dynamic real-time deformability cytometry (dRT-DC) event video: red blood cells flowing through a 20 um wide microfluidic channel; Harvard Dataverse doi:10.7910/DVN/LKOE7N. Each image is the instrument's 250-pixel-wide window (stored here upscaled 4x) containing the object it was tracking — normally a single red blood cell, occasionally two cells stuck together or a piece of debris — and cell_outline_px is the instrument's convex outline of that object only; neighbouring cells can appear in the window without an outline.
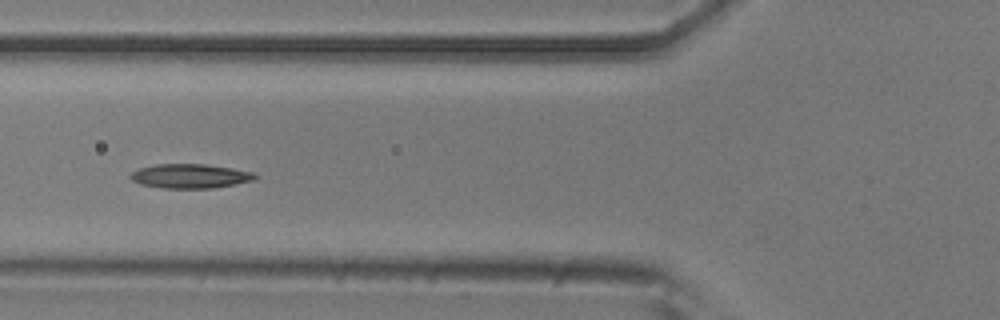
{"species": "common noctule bat (a hibernating species)", "species_latin": "Nyctalus noctula", "temperature_condition": "room temperature", "stored_images_in_passage": 7, "camera_frame_rate_fps": 3000, "um_per_image_px": 0.085, "animal": {"sex": "male", "body_mass_g": 20.5, "forearm_length_mm": 52.5}, "frame": {"image": 1, "passage_image": 5, "time_ms": 1.333, "image_size_px": [1000, 320], "cell_outline_px": [[260, 176], [252, 180], [212, 188], [164, 188], [140, 184], [132, 180], [128, 176], [132, 172], [140, 168], [156, 164], [204, 164], [232, 168], [252, 172]], "centroid_in_image_um": [16.13, 14.96], "position_along_channel_um": 109.7, "area_um2": 17.46}}
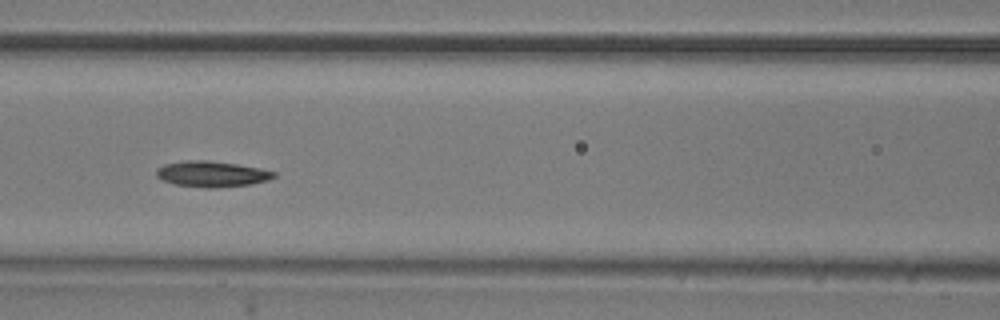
{"frame": {"image": 2, "passage_image": 6, "time_ms": 1.667, "image_size_px": [1000, 320], "cell_outline_px": [[276, 176], [268, 180], [252, 184], [216, 188], [204, 188], [176, 184], [164, 180], [156, 176], [156, 168], [164, 164], [184, 160], [208, 160], [236, 164], [260, 168], [276, 172]], "centroid_in_image_um": [18.01, 14.79], "position_along_channel_um": 148.6, "area_um2": 17.74}}
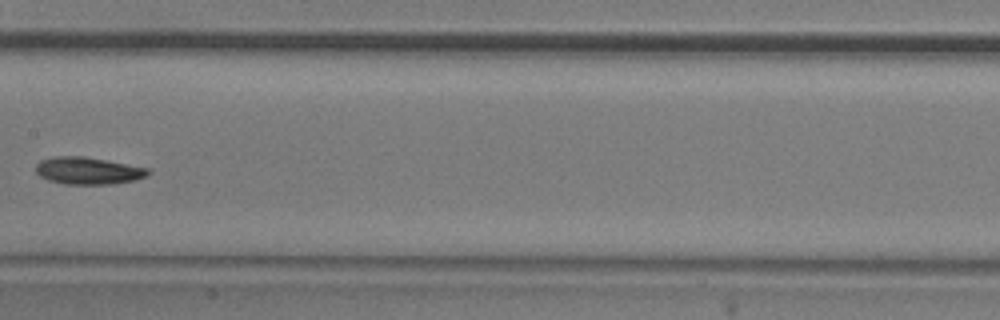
{"frame": {"image": 3, "passage_image": 7, "time_ms": 2.0, "image_size_px": [1000, 320], "cell_outline_px": [[152, 172], [148, 176], [136, 180], [112, 184], [64, 184], [48, 180], [40, 176], [36, 172], [36, 164], [40, 160], [56, 156], [80, 156], [104, 160], [148, 168]], "centroid_in_image_um": [7.5, 14.52], "position_along_channel_um": 199.9, "area_um2": 17.74}}